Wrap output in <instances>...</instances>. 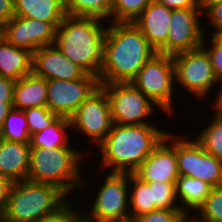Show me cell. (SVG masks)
<instances>
[{
  "label": "cell",
  "instance_id": "obj_15",
  "mask_svg": "<svg viewBox=\"0 0 222 222\" xmlns=\"http://www.w3.org/2000/svg\"><path fill=\"white\" fill-rule=\"evenodd\" d=\"M2 36L12 45L33 53L55 44L56 28L50 22L14 16L2 28Z\"/></svg>",
  "mask_w": 222,
  "mask_h": 222
},
{
  "label": "cell",
  "instance_id": "obj_33",
  "mask_svg": "<svg viewBox=\"0 0 222 222\" xmlns=\"http://www.w3.org/2000/svg\"><path fill=\"white\" fill-rule=\"evenodd\" d=\"M201 46L207 51L210 57V61L217 79L222 80V42L219 41L213 34L208 33L205 34Z\"/></svg>",
  "mask_w": 222,
  "mask_h": 222
},
{
  "label": "cell",
  "instance_id": "obj_34",
  "mask_svg": "<svg viewBox=\"0 0 222 222\" xmlns=\"http://www.w3.org/2000/svg\"><path fill=\"white\" fill-rule=\"evenodd\" d=\"M188 213L182 209H156L136 217L134 222H183Z\"/></svg>",
  "mask_w": 222,
  "mask_h": 222
},
{
  "label": "cell",
  "instance_id": "obj_4",
  "mask_svg": "<svg viewBox=\"0 0 222 222\" xmlns=\"http://www.w3.org/2000/svg\"><path fill=\"white\" fill-rule=\"evenodd\" d=\"M75 146L77 145L49 150L47 148H31L27 180L56 186L70 199L73 196L72 192L78 194L79 189H92L87 185L90 180L87 181L86 175L82 172V167L85 165H81L82 162L86 163L83 159L88 158L85 152L88 153L89 149L78 150L77 147L74 148Z\"/></svg>",
  "mask_w": 222,
  "mask_h": 222
},
{
  "label": "cell",
  "instance_id": "obj_3",
  "mask_svg": "<svg viewBox=\"0 0 222 222\" xmlns=\"http://www.w3.org/2000/svg\"><path fill=\"white\" fill-rule=\"evenodd\" d=\"M106 23L95 17L66 15L56 29L55 44L61 52L87 74L98 78L104 61Z\"/></svg>",
  "mask_w": 222,
  "mask_h": 222
},
{
  "label": "cell",
  "instance_id": "obj_25",
  "mask_svg": "<svg viewBox=\"0 0 222 222\" xmlns=\"http://www.w3.org/2000/svg\"><path fill=\"white\" fill-rule=\"evenodd\" d=\"M114 0H65L66 15L95 17L110 22Z\"/></svg>",
  "mask_w": 222,
  "mask_h": 222
},
{
  "label": "cell",
  "instance_id": "obj_21",
  "mask_svg": "<svg viewBox=\"0 0 222 222\" xmlns=\"http://www.w3.org/2000/svg\"><path fill=\"white\" fill-rule=\"evenodd\" d=\"M47 106V80L33 73L17 80L13 91V108L25 110Z\"/></svg>",
  "mask_w": 222,
  "mask_h": 222
},
{
  "label": "cell",
  "instance_id": "obj_11",
  "mask_svg": "<svg viewBox=\"0 0 222 222\" xmlns=\"http://www.w3.org/2000/svg\"><path fill=\"white\" fill-rule=\"evenodd\" d=\"M72 133L89 138L95 148L106 138L112 127L111 108L106 91L99 86L69 118Z\"/></svg>",
  "mask_w": 222,
  "mask_h": 222
},
{
  "label": "cell",
  "instance_id": "obj_27",
  "mask_svg": "<svg viewBox=\"0 0 222 222\" xmlns=\"http://www.w3.org/2000/svg\"><path fill=\"white\" fill-rule=\"evenodd\" d=\"M0 138L8 141L29 143V128L24 110L12 108L0 132Z\"/></svg>",
  "mask_w": 222,
  "mask_h": 222
},
{
  "label": "cell",
  "instance_id": "obj_42",
  "mask_svg": "<svg viewBox=\"0 0 222 222\" xmlns=\"http://www.w3.org/2000/svg\"><path fill=\"white\" fill-rule=\"evenodd\" d=\"M222 2V0H199V8L204 13L209 7Z\"/></svg>",
  "mask_w": 222,
  "mask_h": 222
},
{
  "label": "cell",
  "instance_id": "obj_31",
  "mask_svg": "<svg viewBox=\"0 0 222 222\" xmlns=\"http://www.w3.org/2000/svg\"><path fill=\"white\" fill-rule=\"evenodd\" d=\"M29 134L38 133L54 123L59 116L52 113L47 107H32L24 110Z\"/></svg>",
  "mask_w": 222,
  "mask_h": 222
},
{
  "label": "cell",
  "instance_id": "obj_40",
  "mask_svg": "<svg viewBox=\"0 0 222 222\" xmlns=\"http://www.w3.org/2000/svg\"><path fill=\"white\" fill-rule=\"evenodd\" d=\"M218 89V90H217ZM216 95V97H214ZM214 99L212 105L207 109H211L214 115L222 116V80H219L217 86L215 87L213 96H211V100ZM212 107V108H211Z\"/></svg>",
  "mask_w": 222,
  "mask_h": 222
},
{
  "label": "cell",
  "instance_id": "obj_16",
  "mask_svg": "<svg viewBox=\"0 0 222 222\" xmlns=\"http://www.w3.org/2000/svg\"><path fill=\"white\" fill-rule=\"evenodd\" d=\"M32 73L46 80L72 81L82 78L86 72L69 60L56 44L47 45L33 52Z\"/></svg>",
  "mask_w": 222,
  "mask_h": 222
},
{
  "label": "cell",
  "instance_id": "obj_41",
  "mask_svg": "<svg viewBox=\"0 0 222 222\" xmlns=\"http://www.w3.org/2000/svg\"><path fill=\"white\" fill-rule=\"evenodd\" d=\"M13 108V102H0V132L3 128L5 118Z\"/></svg>",
  "mask_w": 222,
  "mask_h": 222
},
{
  "label": "cell",
  "instance_id": "obj_45",
  "mask_svg": "<svg viewBox=\"0 0 222 222\" xmlns=\"http://www.w3.org/2000/svg\"><path fill=\"white\" fill-rule=\"evenodd\" d=\"M2 37V29H0V38Z\"/></svg>",
  "mask_w": 222,
  "mask_h": 222
},
{
  "label": "cell",
  "instance_id": "obj_23",
  "mask_svg": "<svg viewBox=\"0 0 222 222\" xmlns=\"http://www.w3.org/2000/svg\"><path fill=\"white\" fill-rule=\"evenodd\" d=\"M71 123L66 117H59L54 123L42 131L30 136L31 148H59L64 146H72L70 143ZM71 133V134H70Z\"/></svg>",
  "mask_w": 222,
  "mask_h": 222
},
{
  "label": "cell",
  "instance_id": "obj_12",
  "mask_svg": "<svg viewBox=\"0 0 222 222\" xmlns=\"http://www.w3.org/2000/svg\"><path fill=\"white\" fill-rule=\"evenodd\" d=\"M99 86V78L87 73L72 81L47 80L46 107L59 117L69 119Z\"/></svg>",
  "mask_w": 222,
  "mask_h": 222
},
{
  "label": "cell",
  "instance_id": "obj_30",
  "mask_svg": "<svg viewBox=\"0 0 222 222\" xmlns=\"http://www.w3.org/2000/svg\"><path fill=\"white\" fill-rule=\"evenodd\" d=\"M194 214L206 222H222V186L212 187Z\"/></svg>",
  "mask_w": 222,
  "mask_h": 222
},
{
  "label": "cell",
  "instance_id": "obj_26",
  "mask_svg": "<svg viewBox=\"0 0 222 222\" xmlns=\"http://www.w3.org/2000/svg\"><path fill=\"white\" fill-rule=\"evenodd\" d=\"M204 128L194 138L202 145L203 149L222 160V116L212 115L208 118ZM210 119V120H209ZM209 123V124H208Z\"/></svg>",
  "mask_w": 222,
  "mask_h": 222
},
{
  "label": "cell",
  "instance_id": "obj_5",
  "mask_svg": "<svg viewBox=\"0 0 222 222\" xmlns=\"http://www.w3.org/2000/svg\"><path fill=\"white\" fill-rule=\"evenodd\" d=\"M68 200L56 186L27 179L14 182L0 222H35L55 213Z\"/></svg>",
  "mask_w": 222,
  "mask_h": 222
},
{
  "label": "cell",
  "instance_id": "obj_17",
  "mask_svg": "<svg viewBox=\"0 0 222 222\" xmlns=\"http://www.w3.org/2000/svg\"><path fill=\"white\" fill-rule=\"evenodd\" d=\"M172 9L153 0L133 21L157 53L166 45Z\"/></svg>",
  "mask_w": 222,
  "mask_h": 222
},
{
  "label": "cell",
  "instance_id": "obj_13",
  "mask_svg": "<svg viewBox=\"0 0 222 222\" xmlns=\"http://www.w3.org/2000/svg\"><path fill=\"white\" fill-rule=\"evenodd\" d=\"M200 8L172 10L166 45L159 54L175 55L200 47L205 36Z\"/></svg>",
  "mask_w": 222,
  "mask_h": 222
},
{
  "label": "cell",
  "instance_id": "obj_9",
  "mask_svg": "<svg viewBox=\"0 0 222 222\" xmlns=\"http://www.w3.org/2000/svg\"><path fill=\"white\" fill-rule=\"evenodd\" d=\"M100 86L108 95L113 123L156 124L152 122L151 117L157 115L160 108L131 82L100 84Z\"/></svg>",
  "mask_w": 222,
  "mask_h": 222
},
{
  "label": "cell",
  "instance_id": "obj_32",
  "mask_svg": "<svg viewBox=\"0 0 222 222\" xmlns=\"http://www.w3.org/2000/svg\"><path fill=\"white\" fill-rule=\"evenodd\" d=\"M75 202L69 200L55 213L47 215L35 222H85L83 208H77ZM74 204V205H73ZM76 207V208H75Z\"/></svg>",
  "mask_w": 222,
  "mask_h": 222
},
{
  "label": "cell",
  "instance_id": "obj_18",
  "mask_svg": "<svg viewBox=\"0 0 222 222\" xmlns=\"http://www.w3.org/2000/svg\"><path fill=\"white\" fill-rule=\"evenodd\" d=\"M30 144L0 138V174L13 182L27 179L30 167Z\"/></svg>",
  "mask_w": 222,
  "mask_h": 222
},
{
  "label": "cell",
  "instance_id": "obj_43",
  "mask_svg": "<svg viewBox=\"0 0 222 222\" xmlns=\"http://www.w3.org/2000/svg\"><path fill=\"white\" fill-rule=\"evenodd\" d=\"M183 222H206L202 219H200L196 214L194 213H188L186 217L184 218Z\"/></svg>",
  "mask_w": 222,
  "mask_h": 222
},
{
  "label": "cell",
  "instance_id": "obj_36",
  "mask_svg": "<svg viewBox=\"0 0 222 222\" xmlns=\"http://www.w3.org/2000/svg\"><path fill=\"white\" fill-rule=\"evenodd\" d=\"M14 16V0H0V29Z\"/></svg>",
  "mask_w": 222,
  "mask_h": 222
},
{
  "label": "cell",
  "instance_id": "obj_20",
  "mask_svg": "<svg viewBox=\"0 0 222 222\" xmlns=\"http://www.w3.org/2000/svg\"><path fill=\"white\" fill-rule=\"evenodd\" d=\"M15 16L50 22L56 29L66 16L65 0H14Z\"/></svg>",
  "mask_w": 222,
  "mask_h": 222
},
{
  "label": "cell",
  "instance_id": "obj_7",
  "mask_svg": "<svg viewBox=\"0 0 222 222\" xmlns=\"http://www.w3.org/2000/svg\"><path fill=\"white\" fill-rule=\"evenodd\" d=\"M131 83L155 103L165 116L175 117L177 104L173 102L176 101L177 93L172 55L155 54L138 71Z\"/></svg>",
  "mask_w": 222,
  "mask_h": 222
},
{
  "label": "cell",
  "instance_id": "obj_29",
  "mask_svg": "<svg viewBox=\"0 0 222 222\" xmlns=\"http://www.w3.org/2000/svg\"><path fill=\"white\" fill-rule=\"evenodd\" d=\"M152 188L153 205L157 209H181L176 197V182H150Z\"/></svg>",
  "mask_w": 222,
  "mask_h": 222
},
{
  "label": "cell",
  "instance_id": "obj_1",
  "mask_svg": "<svg viewBox=\"0 0 222 222\" xmlns=\"http://www.w3.org/2000/svg\"><path fill=\"white\" fill-rule=\"evenodd\" d=\"M156 125L113 123L106 138L97 146L96 155L101 158L100 161L97 157L93 160L94 163H101L97 170L101 173H133L168 132Z\"/></svg>",
  "mask_w": 222,
  "mask_h": 222
},
{
  "label": "cell",
  "instance_id": "obj_10",
  "mask_svg": "<svg viewBox=\"0 0 222 222\" xmlns=\"http://www.w3.org/2000/svg\"><path fill=\"white\" fill-rule=\"evenodd\" d=\"M176 133L179 175L198 178L212 187L222 186V160L206 152L195 138L191 139L190 132L187 133L189 136L183 132Z\"/></svg>",
  "mask_w": 222,
  "mask_h": 222
},
{
  "label": "cell",
  "instance_id": "obj_22",
  "mask_svg": "<svg viewBox=\"0 0 222 222\" xmlns=\"http://www.w3.org/2000/svg\"><path fill=\"white\" fill-rule=\"evenodd\" d=\"M175 188L181 209L187 213H195L210 194L212 186L198 178L179 176Z\"/></svg>",
  "mask_w": 222,
  "mask_h": 222
},
{
  "label": "cell",
  "instance_id": "obj_44",
  "mask_svg": "<svg viewBox=\"0 0 222 222\" xmlns=\"http://www.w3.org/2000/svg\"><path fill=\"white\" fill-rule=\"evenodd\" d=\"M213 35H214L219 41L222 42V27L219 28Z\"/></svg>",
  "mask_w": 222,
  "mask_h": 222
},
{
  "label": "cell",
  "instance_id": "obj_38",
  "mask_svg": "<svg viewBox=\"0 0 222 222\" xmlns=\"http://www.w3.org/2000/svg\"><path fill=\"white\" fill-rule=\"evenodd\" d=\"M15 81L0 75V102H13Z\"/></svg>",
  "mask_w": 222,
  "mask_h": 222
},
{
  "label": "cell",
  "instance_id": "obj_14",
  "mask_svg": "<svg viewBox=\"0 0 222 222\" xmlns=\"http://www.w3.org/2000/svg\"><path fill=\"white\" fill-rule=\"evenodd\" d=\"M167 132L152 153L133 172L145 183L150 182H176L179 178L176 157V132Z\"/></svg>",
  "mask_w": 222,
  "mask_h": 222
},
{
  "label": "cell",
  "instance_id": "obj_24",
  "mask_svg": "<svg viewBox=\"0 0 222 222\" xmlns=\"http://www.w3.org/2000/svg\"><path fill=\"white\" fill-rule=\"evenodd\" d=\"M156 209L155 205H153L152 188L133 173H129L130 220L133 221L136 217Z\"/></svg>",
  "mask_w": 222,
  "mask_h": 222
},
{
  "label": "cell",
  "instance_id": "obj_28",
  "mask_svg": "<svg viewBox=\"0 0 222 222\" xmlns=\"http://www.w3.org/2000/svg\"><path fill=\"white\" fill-rule=\"evenodd\" d=\"M153 0H114L111 22H133Z\"/></svg>",
  "mask_w": 222,
  "mask_h": 222
},
{
  "label": "cell",
  "instance_id": "obj_37",
  "mask_svg": "<svg viewBox=\"0 0 222 222\" xmlns=\"http://www.w3.org/2000/svg\"><path fill=\"white\" fill-rule=\"evenodd\" d=\"M13 184L14 182L10 178L0 174V214L7 204Z\"/></svg>",
  "mask_w": 222,
  "mask_h": 222
},
{
  "label": "cell",
  "instance_id": "obj_19",
  "mask_svg": "<svg viewBox=\"0 0 222 222\" xmlns=\"http://www.w3.org/2000/svg\"><path fill=\"white\" fill-rule=\"evenodd\" d=\"M33 53L9 43L3 36L0 38V75L17 81L32 73Z\"/></svg>",
  "mask_w": 222,
  "mask_h": 222
},
{
  "label": "cell",
  "instance_id": "obj_8",
  "mask_svg": "<svg viewBox=\"0 0 222 222\" xmlns=\"http://www.w3.org/2000/svg\"><path fill=\"white\" fill-rule=\"evenodd\" d=\"M172 58L175 65L176 90L181 87L182 91L188 92V96L189 93L193 95L200 104L206 98L209 102L208 96L213 95L219 80L214 73L207 51L200 46L177 53Z\"/></svg>",
  "mask_w": 222,
  "mask_h": 222
},
{
  "label": "cell",
  "instance_id": "obj_6",
  "mask_svg": "<svg viewBox=\"0 0 222 222\" xmlns=\"http://www.w3.org/2000/svg\"><path fill=\"white\" fill-rule=\"evenodd\" d=\"M106 173V174H105ZM103 172V181L90 201L89 212L84 213L85 222H127L130 221L129 210V173ZM100 186V187H99ZM93 199V200H92ZM90 204V206H89Z\"/></svg>",
  "mask_w": 222,
  "mask_h": 222
},
{
  "label": "cell",
  "instance_id": "obj_2",
  "mask_svg": "<svg viewBox=\"0 0 222 222\" xmlns=\"http://www.w3.org/2000/svg\"><path fill=\"white\" fill-rule=\"evenodd\" d=\"M157 51L133 22H108L100 84L131 82Z\"/></svg>",
  "mask_w": 222,
  "mask_h": 222
},
{
  "label": "cell",
  "instance_id": "obj_35",
  "mask_svg": "<svg viewBox=\"0 0 222 222\" xmlns=\"http://www.w3.org/2000/svg\"><path fill=\"white\" fill-rule=\"evenodd\" d=\"M203 17L206 19L203 23L204 32L206 34L210 33V31H207L206 29H211L212 33L214 34L219 28L222 27V2L217 3L211 7H209L204 13ZM212 26V27H211ZM208 27V28H207Z\"/></svg>",
  "mask_w": 222,
  "mask_h": 222
},
{
  "label": "cell",
  "instance_id": "obj_39",
  "mask_svg": "<svg viewBox=\"0 0 222 222\" xmlns=\"http://www.w3.org/2000/svg\"><path fill=\"white\" fill-rule=\"evenodd\" d=\"M167 8L187 9V8H199V0H159Z\"/></svg>",
  "mask_w": 222,
  "mask_h": 222
}]
</instances>
